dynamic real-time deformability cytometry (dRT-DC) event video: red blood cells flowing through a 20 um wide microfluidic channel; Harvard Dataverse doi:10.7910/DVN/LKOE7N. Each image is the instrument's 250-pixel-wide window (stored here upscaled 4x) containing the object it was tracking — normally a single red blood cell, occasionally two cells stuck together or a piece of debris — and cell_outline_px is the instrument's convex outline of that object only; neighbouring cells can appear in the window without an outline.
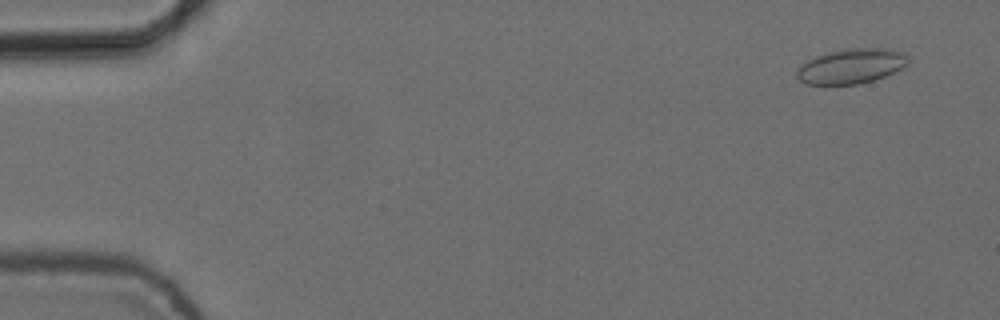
{"species": "common noctule bat (a hibernating species)", "species_latin": "Nyctalus noctula", "temperature_condition": "cold", "stored_images_in_passage": 5, "segment_of_instrument_passage": [2, 2], "camera_frame_rate_fps": 3000, "um_per_image_px": 0.085, "animal": {"sex": "female", "body_mass_g": 24.6, "forearm_length_mm": 56.2}, "frame": {"image": 1, "passage_image": 5, "time_ms": 1.333, "image_size_px": [1000, 320], "cell_outline_px": [[908, 64], [884, 76], [872, 80], [856, 84], [824, 88], [804, 84], [796, 76], [796, 72], [800, 64], [816, 56], [828, 52], [848, 48], [892, 48], [904, 52], [908, 56]], "centroid_in_image_um": [72.28, 5.66], "position_along_channel_um": 12.7, "area_um2": 23.35}}